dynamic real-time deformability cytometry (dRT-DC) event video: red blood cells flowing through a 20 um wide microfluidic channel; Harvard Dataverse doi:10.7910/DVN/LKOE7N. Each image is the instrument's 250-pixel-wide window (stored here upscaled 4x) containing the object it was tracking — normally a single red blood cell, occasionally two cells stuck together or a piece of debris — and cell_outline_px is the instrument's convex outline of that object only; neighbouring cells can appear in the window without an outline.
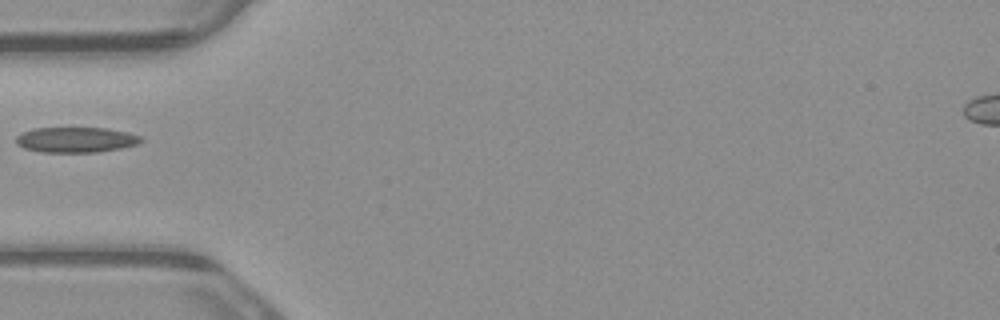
{"species": "common noctule bat (a hibernating species)", "species_latin": "Nyctalus noctula", "temperature_condition": "warm", "stored_images_in_passage": 1, "camera_frame_rate_fps": 3000, "um_per_image_px": 0.085, "animal": {"sex": "male", "body_mass_g": 23.1, "forearm_length_mm": 52.7}, "frame": {"image": 1, "passage_image": 1, "time_ms": 0.0, "image_size_px": [1000, 320], "cell_outline_px": [[144, 140], [140, 144], [120, 148], [96, 152], [40, 152], [24, 148], [16, 144], [16, 136], [32, 128], [108, 128], [128, 132], [140, 136]], "centroid_in_image_um": [6.47, 11.88], "position_along_channel_um": 78.5, "area_um2": 18.55}}